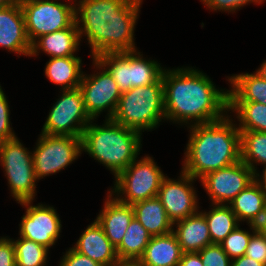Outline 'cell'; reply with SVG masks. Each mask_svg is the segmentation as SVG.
<instances>
[{"mask_svg":"<svg viewBox=\"0 0 266 266\" xmlns=\"http://www.w3.org/2000/svg\"><path fill=\"white\" fill-rule=\"evenodd\" d=\"M162 81L167 122L190 127L218 121L229 112L228 89L217 88L206 73L195 67H165Z\"/></svg>","mask_w":266,"mask_h":266,"instance_id":"1","label":"cell"},{"mask_svg":"<svg viewBox=\"0 0 266 266\" xmlns=\"http://www.w3.org/2000/svg\"><path fill=\"white\" fill-rule=\"evenodd\" d=\"M143 0H76L75 24L91 58L107 52L138 50L135 27ZM84 37V38H82Z\"/></svg>","mask_w":266,"mask_h":266,"instance_id":"2","label":"cell"},{"mask_svg":"<svg viewBox=\"0 0 266 266\" xmlns=\"http://www.w3.org/2000/svg\"><path fill=\"white\" fill-rule=\"evenodd\" d=\"M187 129L190 135L181 170L196 180L241 160L240 130L229 113L218 121Z\"/></svg>","mask_w":266,"mask_h":266,"instance_id":"3","label":"cell"},{"mask_svg":"<svg viewBox=\"0 0 266 266\" xmlns=\"http://www.w3.org/2000/svg\"><path fill=\"white\" fill-rule=\"evenodd\" d=\"M92 119L82 134V152L102 164L114 178L124 171L142 151V134L105 119L102 125Z\"/></svg>","mask_w":266,"mask_h":266,"instance_id":"4","label":"cell"},{"mask_svg":"<svg viewBox=\"0 0 266 266\" xmlns=\"http://www.w3.org/2000/svg\"><path fill=\"white\" fill-rule=\"evenodd\" d=\"M111 119L140 134L158 128L166 121L162 77L154 84L122 92Z\"/></svg>","mask_w":266,"mask_h":266,"instance_id":"5","label":"cell"},{"mask_svg":"<svg viewBox=\"0 0 266 266\" xmlns=\"http://www.w3.org/2000/svg\"><path fill=\"white\" fill-rule=\"evenodd\" d=\"M138 159L115 177L113 187L108 190L125 204L132 205L156 197L163 179L167 176L149 154Z\"/></svg>","mask_w":266,"mask_h":266,"instance_id":"6","label":"cell"},{"mask_svg":"<svg viewBox=\"0 0 266 266\" xmlns=\"http://www.w3.org/2000/svg\"><path fill=\"white\" fill-rule=\"evenodd\" d=\"M139 50L107 52L95 59L114 78L121 92L156 83L165 67L155 59L145 58Z\"/></svg>","mask_w":266,"mask_h":266,"instance_id":"7","label":"cell"},{"mask_svg":"<svg viewBox=\"0 0 266 266\" xmlns=\"http://www.w3.org/2000/svg\"><path fill=\"white\" fill-rule=\"evenodd\" d=\"M16 136L0 142V166L7 179L10 196L19 203L35 200L38 182L33 167V153Z\"/></svg>","mask_w":266,"mask_h":266,"instance_id":"8","label":"cell"},{"mask_svg":"<svg viewBox=\"0 0 266 266\" xmlns=\"http://www.w3.org/2000/svg\"><path fill=\"white\" fill-rule=\"evenodd\" d=\"M19 3L31 44L38 37L69 28L75 23V2L21 0Z\"/></svg>","mask_w":266,"mask_h":266,"instance_id":"9","label":"cell"},{"mask_svg":"<svg viewBox=\"0 0 266 266\" xmlns=\"http://www.w3.org/2000/svg\"><path fill=\"white\" fill-rule=\"evenodd\" d=\"M33 167L37 180L65 170L81 156V137L40 133L35 143Z\"/></svg>","mask_w":266,"mask_h":266,"instance_id":"10","label":"cell"},{"mask_svg":"<svg viewBox=\"0 0 266 266\" xmlns=\"http://www.w3.org/2000/svg\"><path fill=\"white\" fill-rule=\"evenodd\" d=\"M60 91L61 95L49 110L41 133L82 137L92 120L85 110L82 93L79 88Z\"/></svg>","mask_w":266,"mask_h":266,"instance_id":"11","label":"cell"},{"mask_svg":"<svg viewBox=\"0 0 266 266\" xmlns=\"http://www.w3.org/2000/svg\"><path fill=\"white\" fill-rule=\"evenodd\" d=\"M94 73H83L79 89L83 96L85 110L91 119L106 112L105 119H111L122 94L114 78L95 59H92Z\"/></svg>","mask_w":266,"mask_h":266,"instance_id":"12","label":"cell"},{"mask_svg":"<svg viewBox=\"0 0 266 266\" xmlns=\"http://www.w3.org/2000/svg\"><path fill=\"white\" fill-rule=\"evenodd\" d=\"M31 201L18 204L25 208V214L19 224V237L41 244L50 250L60 237L62 222L57 210L52 205Z\"/></svg>","mask_w":266,"mask_h":266,"instance_id":"13","label":"cell"},{"mask_svg":"<svg viewBox=\"0 0 266 266\" xmlns=\"http://www.w3.org/2000/svg\"><path fill=\"white\" fill-rule=\"evenodd\" d=\"M256 178L254 171L240 160L233 165L206 174L199 181L208 194L211 204L229 205Z\"/></svg>","mask_w":266,"mask_h":266,"instance_id":"14","label":"cell"},{"mask_svg":"<svg viewBox=\"0 0 266 266\" xmlns=\"http://www.w3.org/2000/svg\"><path fill=\"white\" fill-rule=\"evenodd\" d=\"M194 181L196 182L195 178L182 170L177 179L168 176L163 179L157 197L173 223L194 215L200 210Z\"/></svg>","mask_w":266,"mask_h":266,"instance_id":"15","label":"cell"},{"mask_svg":"<svg viewBox=\"0 0 266 266\" xmlns=\"http://www.w3.org/2000/svg\"><path fill=\"white\" fill-rule=\"evenodd\" d=\"M0 48L15 53L18 57L30 55L25 18L20 3L0 8Z\"/></svg>","mask_w":266,"mask_h":266,"instance_id":"16","label":"cell"},{"mask_svg":"<svg viewBox=\"0 0 266 266\" xmlns=\"http://www.w3.org/2000/svg\"><path fill=\"white\" fill-rule=\"evenodd\" d=\"M72 247L79 253L86 255L102 266H119L116 247L106 237L103 228L96 221L90 223L80 234Z\"/></svg>","mask_w":266,"mask_h":266,"instance_id":"17","label":"cell"},{"mask_svg":"<svg viewBox=\"0 0 266 266\" xmlns=\"http://www.w3.org/2000/svg\"><path fill=\"white\" fill-rule=\"evenodd\" d=\"M103 204L95 219L103 228L109 241L117 247L134 218L133 207L130 204L118 201L108 191Z\"/></svg>","mask_w":266,"mask_h":266,"instance_id":"18","label":"cell"},{"mask_svg":"<svg viewBox=\"0 0 266 266\" xmlns=\"http://www.w3.org/2000/svg\"><path fill=\"white\" fill-rule=\"evenodd\" d=\"M228 206L241 224L258 226L266 218V192L261 181L256 178Z\"/></svg>","mask_w":266,"mask_h":266,"instance_id":"19","label":"cell"},{"mask_svg":"<svg viewBox=\"0 0 266 266\" xmlns=\"http://www.w3.org/2000/svg\"><path fill=\"white\" fill-rule=\"evenodd\" d=\"M80 33L76 24L59 31L38 37L31 44L29 57L38 56L42 51L50 58L77 56L80 49Z\"/></svg>","mask_w":266,"mask_h":266,"instance_id":"20","label":"cell"},{"mask_svg":"<svg viewBox=\"0 0 266 266\" xmlns=\"http://www.w3.org/2000/svg\"><path fill=\"white\" fill-rule=\"evenodd\" d=\"M173 232L183 253L199 252L212 244L208 223L200 211L174 222Z\"/></svg>","mask_w":266,"mask_h":266,"instance_id":"21","label":"cell"},{"mask_svg":"<svg viewBox=\"0 0 266 266\" xmlns=\"http://www.w3.org/2000/svg\"><path fill=\"white\" fill-rule=\"evenodd\" d=\"M182 249L173 231L164 235L151 236L137 266H178Z\"/></svg>","mask_w":266,"mask_h":266,"instance_id":"22","label":"cell"},{"mask_svg":"<svg viewBox=\"0 0 266 266\" xmlns=\"http://www.w3.org/2000/svg\"><path fill=\"white\" fill-rule=\"evenodd\" d=\"M82 58L78 56L54 57L46 62L44 76L60 86V90L79 88L82 80Z\"/></svg>","mask_w":266,"mask_h":266,"instance_id":"23","label":"cell"},{"mask_svg":"<svg viewBox=\"0 0 266 266\" xmlns=\"http://www.w3.org/2000/svg\"><path fill=\"white\" fill-rule=\"evenodd\" d=\"M134 217L151 236L173 231V222L168 218L160 199L156 196L132 204Z\"/></svg>","mask_w":266,"mask_h":266,"instance_id":"24","label":"cell"},{"mask_svg":"<svg viewBox=\"0 0 266 266\" xmlns=\"http://www.w3.org/2000/svg\"><path fill=\"white\" fill-rule=\"evenodd\" d=\"M230 83L229 101H250L266 104V80L255 71L226 76Z\"/></svg>","mask_w":266,"mask_h":266,"instance_id":"25","label":"cell"},{"mask_svg":"<svg viewBox=\"0 0 266 266\" xmlns=\"http://www.w3.org/2000/svg\"><path fill=\"white\" fill-rule=\"evenodd\" d=\"M151 235L134 217L124 233L121 243L116 247L121 264H136L144 253Z\"/></svg>","mask_w":266,"mask_h":266,"instance_id":"26","label":"cell"},{"mask_svg":"<svg viewBox=\"0 0 266 266\" xmlns=\"http://www.w3.org/2000/svg\"><path fill=\"white\" fill-rule=\"evenodd\" d=\"M228 111L229 114H234L230 116H234V119L237 120L236 124L239 130L266 132V104L229 101Z\"/></svg>","mask_w":266,"mask_h":266,"instance_id":"27","label":"cell"},{"mask_svg":"<svg viewBox=\"0 0 266 266\" xmlns=\"http://www.w3.org/2000/svg\"><path fill=\"white\" fill-rule=\"evenodd\" d=\"M210 207L209 211H199L208 223L212 243L219 244L240 225V222L228 205L210 204Z\"/></svg>","mask_w":266,"mask_h":266,"instance_id":"28","label":"cell"},{"mask_svg":"<svg viewBox=\"0 0 266 266\" xmlns=\"http://www.w3.org/2000/svg\"><path fill=\"white\" fill-rule=\"evenodd\" d=\"M241 161L247 164L256 175L258 165L266 169V132L240 130Z\"/></svg>","mask_w":266,"mask_h":266,"instance_id":"29","label":"cell"},{"mask_svg":"<svg viewBox=\"0 0 266 266\" xmlns=\"http://www.w3.org/2000/svg\"><path fill=\"white\" fill-rule=\"evenodd\" d=\"M11 239L15 246L16 266H48L50 250L45 246L22 237Z\"/></svg>","mask_w":266,"mask_h":266,"instance_id":"30","label":"cell"},{"mask_svg":"<svg viewBox=\"0 0 266 266\" xmlns=\"http://www.w3.org/2000/svg\"><path fill=\"white\" fill-rule=\"evenodd\" d=\"M250 230H243L240 225L229 233L219 244L231 260L245 255L249 240L258 226L248 224Z\"/></svg>","mask_w":266,"mask_h":266,"instance_id":"31","label":"cell"},{"mask_svg":"<svg viewBox=\"0 0 266 266\" xmlns=\"http://www.w3.org/2000/svg\"><path fill=\"white\" fill-rule=\"evenodd\" d=\"M197 253L204 266H231L232 260L220 244L212 243Z\"/></svg>","mask_w":266,"mask_h":266,"instance_id":"32","label":"cell"},{"mask_svg":"<svg viewBox=\"0 0 266 266\" xmlns=\"http://www.w3.org/2000/svg\"><path fill=\"white\" fill-rule=\"evenodd\" d=\"M266 0H200L207 7V10L225 13H236L246 5L251 3L263 4Z\"/></svg>","mask_w":266,"mask_h":266,"instance_id":"33","label":"cell"},{"mask_svg":"<svg viewBox=\"0 0 266 266\" xmlns=\"http://www.w3.org/2000/svg\"><path fill=\"white\" fill-rule=\"evenodd\" d=\"M4 92L3 87L0 85V142L16 137L10 121V103Z\"/></svg>","mask_w":266,"mask_h":266,"instance_id":"34","label":"cell"},{"mask_svg":"<svg viewBox=\"0 0 266 266\" xmlns=\"http://www.w3.org/2000/svg\"><path fill=\"white\" fill-rule=\"evenodd\" d=\"M245 256L266 266V237L259 228L252 234Z\"/></svg>","mask_w":266,"mask_h":266,"instance_id":"35","label":"cell"},{"mask_svg":"<svg viewBox=\"0 0 266 266\" xmlns=\"http://www.w3.org/2000/svg\"><path fill=\"white\" fill-rule=\"evenodd\" d=\"M63 254L64 255L60 257L58 266H102L86 255L77 252L73 247L67 248L66 252H63Z\"/></svg>","mask_w":266,"mask_h":266,"instance_id":"36","label":"cell"},{"mask_svg":"<svg viewBox=\"0 0 266 266\" xmlns=\"http://www.w3.org/2000/svg\"><path fill=\"white\" fill-rule=\"evenodd\" d=\"M0 266H16L15 246L8 236L0 237Z\"/></svg>","mask_w":266,"mask_h":266,"instance_id":"37","label":"cell"},{"mask_svg":"<svg viewBox=\"0 0 266 266\" xmlns=\"http://www.w3.org/2000/svg\"><path fill=\"white\" fill-rule=\"evenodd\" d=\"M178 266H204L197 252L183 253Z\"/></svg>","mask_w":266,"mask_h":266,"instance_id":"38","label":"cell"},{"mask_svg":"<svg viewBox=\"0 0 266 266\" xmlns=\"http://www.w3.org/2000/svg\"><path fill=\"white\" fill-rule=\"evenodd\" d=\"M231 266H265L264 264L253 260L245 255L232 260Z\"/></svg>","mask_w":266,"mask_h":266,"instance_id":"39","label":"cell"},{"mask_svg":"<svg viewBox=\"0 0 266 266\" xmlns=\"http://www.w3.org/2000/svg\"><path fill=\"white\" fill-rule=\"evenodd\" d=\"M256 73L266 80V60H264L262 64H260V67L256 69Z\"/></svg>","mask_w":266,"mask_h":266,"instance_id":"40","label":"cell"},{"mask_svg":"<svg viewBox=\"0 0 266 266\" xmlns=\"http://www.w3.org/2000/svg\"><path fill=\"white\" fill-rule=\"evenodd\" d=\"M21 0H0V8H4L16 3H19Z\"/></svg>","mask_w":266,"mask_h":266,"instance_id":"41","label":"cell"},{"mask_svg":"<svg viewBox=\"0 0 266 266\" xmlns=\"http://www.w3.org/2000/svg\"><path fill=\"white\" fill-rule=\"evenodd\" d=\"M261 174L257 175V178L261 181V183L264 186L265 192H266V169L262 170V172H260Z\"/></svg>","mask_w":266,"mask_h":266,"instance_id":"42","label":"cell"},{"mask_svg":"<svg viewBox=\"0 0 266 266\" xmlns=\"http://www.w3.org/2000/svg\"><path fill=\"white\" fill-rule=\"evenodd\" d=\"M258 228L266 237V218L258 225Z\"/></svg>","mask_w":266,"mask_h":266,"instance_id":"43","label":"cell"},{"mask_svg":"<svg viewBox=\"0 0 266 266\" xmlns=\"http://www.w3.org/2000/svg\"><path fill=\"white\" fill-rule=\"evenodd\" d=\"M119 266H137L136 264H121Z\"/></svg>","mask_w":266,"mask_h":266,"instance_id":"44","label":"cell"},{"mask_svg":"<svg viewBox=\"0 0 266 266\" xmlns=\"http://www.w3.org/2000/svg\"><path fill=\"white\" fill-rule=\"evenodd\" d=\"M51 1H60V0H51ZM64 1H65V2H72V1H73V2H76V0H67V1L64 0Z\"/></svg>","mask_w":266,"mask_h":266,"instance_id":"45","label":"cell"}]
</instances>
